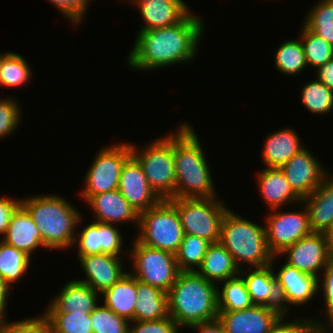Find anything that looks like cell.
<instances>
[{
    "instance_id": "6",
    "label": "cell",
    "mask_w": 333,
    "mask_h": 333,
    "mask_svg": "<svg viewBox=\"0 0 333 333\" xmlns=\"http://www.w3.org/2000/svg\"><path fill=\"white\" fill-rule=\"evenodd\" d=\"M131 155L141 165L157 196L161 200L173 199L176 188L173 133L154 140L141 150L131 144Z\"/></svg>"
},
{
    "instance_id": "5",
    "label": "cell",
    "mask_w": 333,
    "mask_h": 333,
    "mask_svg": "<svg viewBox=\"0 0 333 333\" xmlns=\"http://www.w3.org/2000/svg\"><path fill=\"white\" fill-rule=\"evenodd\" d=\"M233 212L229 209L224 215L220 243L232 254L240 269L241 262L252 268L271 264L273 255L267 246L265 227Z\"/></svg>"
},
{
    "instance_id": "22",
    "label": "cell",
    "mask_w": 333,
    "mask_h": 333,
    "mask_svg": "<svg viewBox=\"0 0 333 333\" xmlns=\"http://www.w3.org/2000/svg\"><path fill=\"white\" fill-rule=\"evenodd\" d=\"M44 313H91L99 304V293L89 285L78 280H71L61 289Z\"/></svg>"
},
{
    "instance_id": "10",
    "label": "cell",
    "mask_w": 333,
    "mask_h": 333,
    "mask_svg": "<svg viewBox=\"0 0 333 333\" xmlns=\"http://www.w3.org/2000/svg\"><path fill=\"white\" fill-rule=\"evenodd\" d=\"M131 156V144L110 145L98 151L88 169L80 196L86 201L94 195L118 189L120 172Z\"/></svg>"
},
{
    "instance_id": "37",
    "label": "cell",
    "mask_w": 333,
    "mask_h": 333,
    "mask_svg": "<svg viewBox=\"0 0 333 333\" xmlns=\"http://www.w3.org/2000/svg\"><path fill=\"white\" fill-rule=\"evenodd\" d=\"M300 39L304 49L305 59L308 66L318 69L326 62L333 59V46L324 38L312 33L305 26H302Z\"/></svg>"
},
{
    "instance_id": "26",
    "label": "cell",
    "mask_w": 333,
    "mask_h": 333,
    "mask_svg": "<svg viewBox=\"0 0 333 333\" xmlns=\"http://www.w3.org/2000/svg\"><path fill=\"white\" fill-rule=\"evenodd\" d=\"M258 187L260 195L270 209L282 208L281 206L293 202H302L294 193L289 182L280 168L266 167L258 174Z\"/></svg>"
},
{
    "instance_id": "15",
    "label": "cell",
    "mask_w": 333,
    "mask_h": 333,
    "mask_svg": "<svg viewBox=\"0 0 333 333\" xmlns=\"http://www.w3.org/2000/svg\"><path fill=\"white\" fill-rule=\"evenodd\" d=\"M274 274L281 297V313L284 315L290 308L286 303L293 306L305 304L319 291L315 276L298 271L287 263Z\"/></svg>"
},
{
    "instance_id": "39",
    "label": "cell",
    "mask_w": 333,
    "mask_h": 333,
    "mask_svg": "<svg viewBox=\"0 0 333 333\" xmlns=\"http://www.w3.org/2000/svg\"><path fill=\"white\" fill-rule=\"evenodd\" d=\"M93 333H128L129 320L117 315L106 306H96L90 313Z\"/></svg>"
},
{
    "instance_id": "43",
    "label": "cell",
    "mask_w": 333,
    "mask_h": 333,
    "mask_svg": "<svg viewBox=\"0 0 333 333\" xmlns=\"http://www.w3.org/2000/svg\"><path fill=\"white\" fill-rule=\"evenodd\" d=\"M131 323H134L133 326ZM180 326L170 317L160 320L130 321L128 333H178Z\"/></svg>"
},
{
    "instance_id": "3",
    "label": "cell",
    "mask_w": 333,
    "mask_h": 333,
    "mask_svg": "<svg viewBox=\"0 0 333 333\" xmlns=\"http://www.w3.org/2000/svg\"><path fill=\"white\" fill-rule=\"evenodd\" d=\"M217 288L197 272H180L167 293L168 315L181 328L217 319Z\"/></svg>"
},
{
    "instance_id": "14",
    "label": "cell",
    "mask_w": 333,
    "mask_h": 333,
    "mask_svg": "<svg viewBox=\"0 0 333 333\" xmlns=\"http://www.w3.org/2000/svg\"><path fill=\"white\" fill-rule=\"evenodd\" d=\"M118 189L138 213L156 206L161 201L151 189L141 165L132 155L122 166Z\"/></svg>"
},
{
    "instance_id": "47",
    "label": "cell",
    "mask_w": 333,
    "mask_h": 333,
    "mask_svg": "<svg viewBox=\"0 0 333 333\" xmlns=\"http://www.w3.org/2000/svg\"><path fill=\"white\" fill-rule=\"evenodd\" d=\"M197 329L198 333H226L222 322L217 318L211 321L196 323L189 327V329Z\"/></svg>"
},
{
    "instance_id": "50",
    "label": "cell",
    "mask_w": 333,
    "mask_h": 333,
    "mask_svg": "<svg viewBox=\"0 0 333 333\" xmlns=\"http://www.w3.org/2000/svg\"><path fill=\"white\" fill-rule=\"evenodd\" d=\"M327 243L331 259L333 260V226L326 232Z\"/></svg>"
},
{
    "instance_id": "38",
    "label": "cell",
    "mask_w": 333,
    "mask_h": 333,
    "mask_svg": "<svg viewBox=\"0 0 333 333\" xmlns=\"http://www.w3.org/2000/svg\"><path fill=\"white\" fill-rule=\"evenodd\" d=\"M50 324L51 333H93L90 313H43Z\"/></svg>"
},
{
    "instance_id": "12",
    "label": "cell",
    "mask_w": 333,
    "mask_h": 333,
    "mask_svg": "<svg viewBox=\"0 0 333 333\" xmlns=\"http://www.w3.org/2000/svg\"><path fill=\"white\" fill-rule=\"evenodd\" d=\"M280 254L288 255L285 263L289 266L315 276L318 280V273L323 271L332 260L326 233L318 232L302 237Z\"/></svg>"
},
{
    "instance_id": "7",
    "label": "cell",
    "mask_w": 333,
    "mask_h": 333,
    "mask_svg": "<svg viewBox=\"0 0 333 333\" xmlns=\"http://www.w3.org/2000/svg\"><path fill=\"white\" fill-rule=\"evenodd\" d=\"M136 239L145 246L176 253L184 236L177 208L169 200L139 213Z\"/></svg>"
},
{
    "instance_id": "25",
    "label": "cell",
    "mask_w": 333,
    "mask_h": 333,
    "mask_svg": "<svg viewBox=\"0 0 333 333\" xmlns=\"http://www.w3.org/2000/svg\"><path fill=\"white\" fill-rule=\"evenodd\" d=\"M262 149V160L266 167L280 168L305 148L298 134L286 128L268 135Z\"/></svg>"
},
{
    "instance_id": "28",
    "label": "cell",
    "mask_w": 333,
    "mask_h": 333,
    "mask_svg": "<svg viewBox=\"0 0 333 333\" xmlns=\"http://www.w3.org/2000/svg\"><path fill=\"white\" fill-rule=\"evenodd\" d=\"M134 321L160 320L168 317L167 293L136 279Z\"/></svg>"
},
{
    "instance_id": "32",
    "label": "cell",
    "mask_w": 333,
    "mask_h": 333,
    "mask_svg": "<svg viewBox=\"0 0 333 333\" xmlns=\"http://www.w3.org/2000/svg\"><path fill=\"white\" fill-rule=\"evenodd\" d=\"M30 259L25 252L0 241V277L10 286L27 272Z\"/></svg>"
},
{
    "instance_id": "1",
    "label": "cell",
    "mask_w": 333,
    "mask_h": 333,
    "mask_svg": "<svg viewBox=\"0 0 333 333\" xmlns=\"http://www.w3.org/2000/svg\"><path fill=\"white\" fill-rule=\"evenodd\" d=\"M204 29L202 19L190 12L175 25L140 31L127 63L137 71H149L190 62L197 55Z\"/></svg>"
},
{
    "instance_id": "41",
    "label": "cell",
    "mask_w": 333,
    "mask_h": 333,
    "mask_svg": "<svg viewBox=\"0 0 333 333\" xmlns=\"http://www.w3.org/2000/svg\"><path fill=\"white\" fill-rule=\"evenodd\" d=\"M0 322V333H51L50 324L47 317L26 318L16 322Z\"/></svg>"
},
{
    "instance_id": "18",
    "label": "cell",
    "mask_w": 333,
    "mask_h": 333,
    "mask_svg": "<svg viewBox=\"0 0 333 333\" xmlns=\"http://www.w3.org/2000/svg\"><path fill=\"white\" fill-rule=\"evenodd\" d=\"M77 257L86 275V278L78 281L86 283L99 294L111 288L127 273L123 271L124 267L118 256L98 254Z\"/></svg>"
},
{
    "instance_id": "35",
    "label": "cell",
    "mask_w": 333,
    "mask_h": 333,
    "mask_svg": "<svg viewBox=\"0 0 333 333\" xmlns=\"http://www.w3.org/2000/svg\"><path fill=\"white\" fill-rule=\"evenodd\" d=\"M308 14L303 25L333 46V0H320Z\"/></svg>"
},
{
    "instance_id": "33",
    "label": "cell",
    "mask_w": 333,
    "mask_h": 333,
    "mask_svg": "<svg viewBox=\"0 0 333 333\" xmlns=\"http://www.w3.org/2000/svg\"><path fill=\"white\" fill-rule=\"evenodd\" d=\"M32 71L26 59L15 52L3 53L0 59V86L20 87L30 81Z\"/></svg>"
},
{
    "instance_id": "29",
    "label": "cell",
    "mask_w": 333,
    "mask_h": 333,
    "mask_svg": "<svg viewBox=\"0 0 333 333\" xmlns=\"http://www.w3.org/2000/svg\"><path fill=\"white\" fill-rule=\"evenodd\" d=\"M103 305L124 317L129 321H134L136 295V278L127 272L111 288L103 291Z\"/></svg>"
},
{
    "instance_id": "48",
    "label": "cell",
    "mask_w": 333,
    "mask_h": 333,
    "mask_svg": "<svg viewBox=\"0 0 333 333\" xmlns=\"http://www.w3.org/2000/svg\"><path fill=\"white\" fill-rule=\"evenodd\" d=\"M316 70V78L333 91V59Z\"/></svg>"
},
{
    "instance_id": "27",
    "label": "cell",
    "mask_w": 333,
    "mask_h": 333,
    "mask_svg": "<svg viewBox=\"0 0 333 333\" xmlns=\"http://www.w3.org/2000/svg\"><path fill=\"white\" fill-rule=\"evenodd\" d=\"M232 254L220 243H211L197 273L216 285L240 274ZM218 281V282H217Z\"/></svg>"
},
{
    "instance_id": "21",
    "label": "cell",
    "mask_w": 333,
    "mask_h": 333,
    "mask_svg": "<svg viewBox=\"0 0 333 333\" xmlns=\"http://www.w3.org/2000/svg\"><path fill=\"white\" fill-rule=\"evenodd\" d=\"M86 202L95 214V221L109 224H139V213L128 203L119 189L91 196Z\"/></svg>"
},
{
    "instance_id": "9",
    "label": "cell",
    "mask_w": 333,
    "mask_h": 333,
    "mask_svg": "<svg viewBox=\"0 0 333 333\" xmlns=\"http://www.w3.org/2000/svg\"><path fill=\"white\" fill-rule=\"evenodd\" d=\"M127 253L133 258L131 267L135 274L129 272L132 276L166 293L170 291L180 273L174 253L145 246L137 239Z\"/></svg>"
},
{
    "instance_id": "2",
    "label": "cell",
    "mask_w": 333,
    "mask_h": 333,
    "mask_svg": "<svg viewBox=\"0 0 333 333\" xmlns=\"http://www.w3.org/2000/svg\"><path fill=\"white\" fill-rule=\"evenodd\" d=\"M193 126L186 122L173 133L176 188L173 198L217 197L205 153Z\"/></svg>"
},
{
    "instance_id": "20",
    "label": "cell",
    "mask_w": 333,
    "mask_h": 333,
    "mask_svg": "<svg viewBox=\"0 0 333 333\" xmlns=\"http://www.w3.org/2000/svg\"><path fill=\"white\" fill-rule=\"evenodd\" d=\"M274 260L275 256H273L271 264L254 267V270L249 273L241 269L240 274L254 305L268 306L281 312V297L272 267Z\"/></svg>"
},
{
    "instance_id": "24",
    "label": "cell",
    "mask_w": 333,
    "mask_h": 333,
    "mask_svg": "<svg viewBox=\"0 0 333 333\" xmlns=\"http://www.w3.org/2000/svg\"><path fill=\"white\" fill-rule=\"evenodd\" d=\"M2 241L25 252L30 257L37 247L46 248L33 218L22 205L13 213Z\"/></svg>"
},
{
    "instance_id": "19",
    "label": "cell",
    "mask_w": 333,
    "mask_h": 333,
    "mask_svg": "<svg viewBox=\"0 0 333 333\" xmlns=\"http://www.w3.org/2000/svg\"><path fill=\"white\" fill-rule=\"evenodd\" d=\"M143 17L140 31L169 27L182 21L191 9L183 0H129Z\"/></svg>"
},
{
    "instance_id": "44",
    "label": "cell",
    "mask_w": 333,
    "mask_h": 333,
    "mask_svg": "<svg viewBox=\"0 0 333 333\" xmlns=\"http://www.w3.org/2000/svg\"><path fill=\"white\" fill-rule=\"evenodd\" d=\"M74 25L81 23L91 0H49Z\"/></svg>"
},
{
    "instance_id": "11",
    "label": "cell",
    "mask_w": 333,
    "mask_h": 333,
    "mask_svg": "<svg viewBox=\"0 0 333 333\" xmlns=\"http://www.w3.org/2000/svg\"><path fill=\"white\" fill-rule=\"evenodd\" d=\"M303 208L300 212H278L280 208H275L266 217V242L273 256H279L286 248L313 232L306 206Z\"/></svg>"
},
{
    "instance_id": "13",
    "label": "cell",
    "mask_w": 333,
    "mask_h": 333,
    "mask_svg": "<svg viewBox=\"0 0 333 333\" xmlns=\"http://www.w3.org/2000/svg\"><path fill=\"white\" fill-rule=\"evenodd\" d=\"M305 147L280 169L294 193L302 200L316 190L328 175L322 163Z\"/></svg>"
},
{
    "instance_id": "42",
    "label": "cell",
    "mask_w": 333,
    "mask_h": 333,
    "mask_svg": "<svg viewBox=\"0 0 333 333\" xmlns=\"http://www.w3.org/2000/svg\"><path fill=\"white\" fill-rule=\"evenodd\" d=\"M20 117L21 110L17 100L11 97L0 99V139L17 129Z\"/></svg>"
},
{
    "instance_id": "49",
    "label": "cell",
    "mask_w": 333,
    "mask_h": 333,
    "mask_svg": "<svg viewBox=\"0 0 333 333\" xmlns=\"http://www.w3.org/2000/svg\"><path fill=\"white\" fill-rule=\"evenodd\" d=\"M9 290H11V286L0 277V322L6 319L7 299L11 293Z\"/></svg>"
},
{
    "instance_id": "36",
    "label": "cell",
    "mask_w": 333,
    "mask_h": 333,
    "mask_svg": "<svg viewBox=\"0 0 333 333\" xmlns=\"http://www.w3.org/2000/svg\"><path fill=\"white\" fill-rule=\"evenodd\" d=\"M301 99L304 106L315 114L323 115L333 109V91L317 78L302 87Z\"/></svg>"
},
{
    "instance_id": "40",
    "label": "cell",
    "mask_w": 333,
    "mask_h": 333,
    "mask_svg": "<svg viewBox=\"0 0 333 333\" xmlns=\"http://www.w3.org/2000/svg\"><path fill=\"white\" fill-rule=\"evenodd\" d=\"M321 275L323 276L321 285L318 280V289L322 287L323 296L325 300V313L327 314L326 318L328 323L326 325L319 323L318 321L315 323L316 329L318 333H329L333 329V260H331L327 267L323 270ZM331 328V330H330Z\"/></svg>"
},
{
    "instance_id": "30",
    "label": "cell",
    "mask_w": 333,
    "mask_h": 333,
    "mask_svg": "<svg viewBox=\"0 0 333 333\" xmlns=\"http://www.w3.org/2000/svg\"><path fill=\"white\" fill-rule=\"evenodd\" d=\"M222 282V290L217 288L218 311H240L254 305L240 274Z\"/></svg>"
},
{
    "instance_id": "45",
    "label": "cell",
    "mask_w": 333,
    "mask_h": 333,
    "mask_svg": "<svg viewBox=\"0 0 333 333\" xmlns=\"http://www.w3.org/2000/svg\"><path fill=\"white\" fill-rule=\"evenodd\" d=\"M284 314L273 324L268 333H318L315 322L311 319H297L284 322Z\"/></svg>"
},
{
    "instance_id": "17",
    "label": "cell",
    "mask_w": 333,
    "mask_h": 333,
    "mask_svg": "<svg viewBox=\"0 0 333 333\" xmlns=\"http://www.w3.org/2000/svg\"><path fill=\"white\" fill-rule=\"evenodd\" d=\"M226 333H268L282 313L268 306L253 305L240 311H218Z\"/></svg>"
},
{
    "instance_id": "46",
    "label": "cell",
    "mask_w": 333,
    "mask_h": 333,
    "mask_svg": "<svg viewBox=\"0 0 333 333\" xmlns=\"http://www.w3.org/2000/svg\"><path fill=\"white\" fill-rule=\"evenodd\" d=\"M21 205V200L0 197V235H4L15 210Z\"/></svg>"
},
{
    "instance_id": "31",
    "label": "cell",
    "mask_w": 333,
    "mask_h": 333,
    "mask_svg": "<svg viewBox=\"0 0 333 333\" xmlns=\"http://www.w3.org/2000/svg\"><path fill=\"white\" fill-rule=\"evenodd\" d=\"M210 244L209 241L198 236L184 234L183 240L175 253L180 272H196Z\"/></svg>"
},
{
    "instance_id": "16",
    "label": "cell",
    "mask_w": 333,
    "mask_h": 333,
    "mask_svg": "<svg viewBox=\"0 0 333 333\" xmlns=\"http://www.w3.org/2000/svg\"><path fill=\"white\" fill-rule=\"evenodd\" d=\"M122 239L114 224L93 221L75 235L73 246L77 243L78 256L109 254L119 257L123 252Z\"/></svg>"
},
{
    "instance_id": "4",
    "label": "cell",
    "mask_w": 333,
    "mask_h": 333,
    "mask_svg": "<svg viewBox=\"0 0 333 333\" xmlns=\"http://www.w3.org/2000/svg\"><path fill=\"white\" fill-rule=\"evenodd\" d=\"M64 199L55 194L20 199L38 227L46 248L62 250L73 246L76 227L83 217Z\"/></svg>"
},
{
    "instance_id": "23",
    "label": "cell",
    "mask_w": 333,
    "mask_h": 333,
    "mask_svg": "<svg viewBox=\"0 0 333 333\" xmlns=\"http://www.w3.org/2000/svg\"><path fill=\"white\" fill-rule=\"evenodd\" d=\"M302 201L308 211L311 230L326 233L333 226V175L328 174Z\"/></svg>"
},
{
    "instance_id": "34",
    "label": "cell",
    "mask_w": 333,
    "mask_h": 333,
    "mask_svg": "<svg viewBox=\"0 0 333 333\" xmlns=\"http://www.w3.org/2000/svg\"><path fill=\"white\" fill-rule=\"evenodd\" d=\"M274 63L283 74L297 75L307 67L301 40H288L282 43L275 52Z\"/></svg>"
},
{
    "instance_id": "8",
    "label": "cell",
    "mask_w": 333,
    "mask_h": 333,
    "mask_svg": "<svg viewBox=\"0 0 333 333\" xmlns=\"http://www.w3.org/2000/svg\"><path fill=\"white\" fill-rule=\"evenodd\" d=\"M169 201L177 208L184 234L195 235L210 243L220 242L221 224L229 210L217 197L173 198Z\"/></svg>"
}]
</instances>
